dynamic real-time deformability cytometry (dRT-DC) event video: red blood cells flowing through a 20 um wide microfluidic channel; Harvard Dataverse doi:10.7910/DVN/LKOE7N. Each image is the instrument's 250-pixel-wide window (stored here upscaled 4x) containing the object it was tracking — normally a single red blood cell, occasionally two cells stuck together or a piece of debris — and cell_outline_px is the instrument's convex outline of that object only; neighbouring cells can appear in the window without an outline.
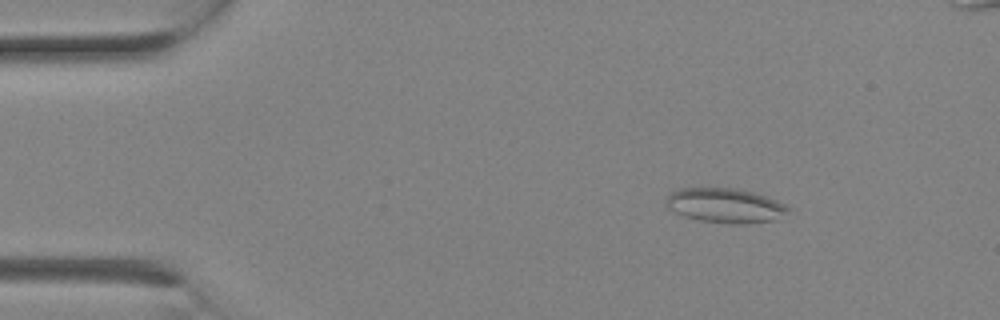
{"species": "Egyptian fruit bat (a non-hibernating species)", "species_latin": "Rousettus aegyptiacus", "temperature_condition": "room temperature", "stored_images_in_passage": 2, "camera_frame_rate_fps": 3000, "um_per_image_px": 0.085, "animal": {"sex": "female"}, "frame": {"image": 1, "passage_image": 1, "time_ms": 0.0, "image_size_px": [1000, 320], "cell_outline_px": [[792, 208], [784, 220], [748, 224], [728, 224], [700, 220], [684, 216], [668, 208], [664, 204], [668, 196], [672, 192], [680, 188], [736, 188], [752, 192], [788, 204]], "centroid_in_image_um": [61.76, 17.49], "position_along_channel_um": 23.2, "area_um2": 25.2}}